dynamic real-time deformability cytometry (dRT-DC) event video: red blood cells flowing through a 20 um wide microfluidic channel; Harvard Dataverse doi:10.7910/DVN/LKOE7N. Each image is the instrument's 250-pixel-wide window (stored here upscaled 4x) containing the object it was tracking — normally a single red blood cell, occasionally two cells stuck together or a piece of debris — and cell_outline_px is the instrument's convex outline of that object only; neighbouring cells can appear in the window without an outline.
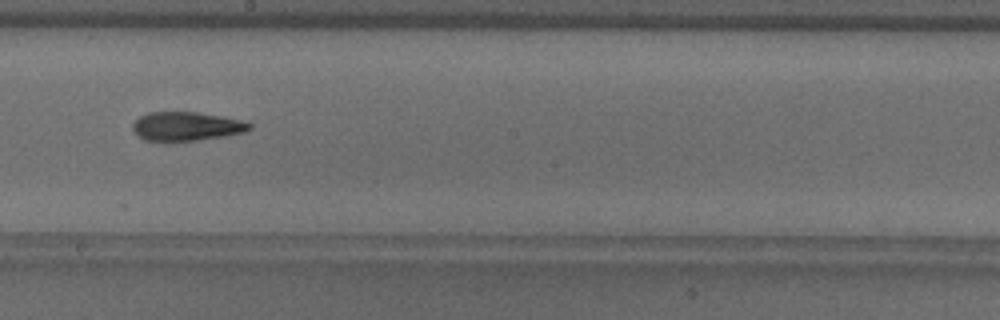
{"species": "common noctule bat (a hibernating species)", "species_latin": "Nyctalus noctula", "temperature_condition": "warm", "stored_images_in_passage": 9, "camera_frame_rate_fps": 3000, "um_per_image_px": 0.085, "animal": {"sex": "male", "body_mass_g": 18.8}, "frame": {"image": 1, "passage_image": 7, "time_ms": 2.0, "image_size_px": [1000, 320], "cell_outline_px": [[252, 128], [244, 132], [224, 136], [196, 140], [144, 140], [132, 128], [132, 124], [140, 116], [148, 112], [196, 112], [244, 120], [252, 124]], "centroid_in_image_um": [15.88, 10.72], "position_along_channel_um": 232.3, "area_um2": 19.36}}